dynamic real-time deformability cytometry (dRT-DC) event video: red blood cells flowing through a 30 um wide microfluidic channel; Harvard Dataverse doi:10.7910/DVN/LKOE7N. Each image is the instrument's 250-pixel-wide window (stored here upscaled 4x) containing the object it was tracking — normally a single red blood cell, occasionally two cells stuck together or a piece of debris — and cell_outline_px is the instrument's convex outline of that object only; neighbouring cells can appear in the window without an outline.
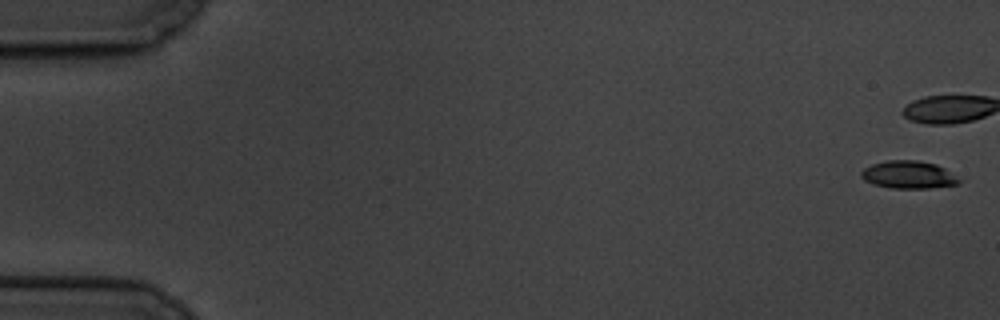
{"species": "common noctule bat (a hibernating species)", "species_latin": "Nyctalus noctula", "temperature_condition": "cold", "stored_images_in_passage": 6, "camera_frame_rate_fps": 3000, "um_per_image_px": 0.085, "animal": {"sex": "male", "body_mass_g": 19.5, "forearm_length_mm": 54.6}, "frame": {"image": 1, "passage_image": 1, "time_ms": 0.0, "image_size_px": [1000, 320], "cell_outline_px": [[960, 184], [928, 188], [888, 188], [872, 184], [864, 180], [860, 176], [860, 172], [864, 168], [872, 164], [888, 160], [916, 160], [936, 164], [944, 168], [960, 180]], "centroid_in_image_um": [77.18, 14.86], "position_along_channel_um": 7.8, "area_um2": 15.78}}